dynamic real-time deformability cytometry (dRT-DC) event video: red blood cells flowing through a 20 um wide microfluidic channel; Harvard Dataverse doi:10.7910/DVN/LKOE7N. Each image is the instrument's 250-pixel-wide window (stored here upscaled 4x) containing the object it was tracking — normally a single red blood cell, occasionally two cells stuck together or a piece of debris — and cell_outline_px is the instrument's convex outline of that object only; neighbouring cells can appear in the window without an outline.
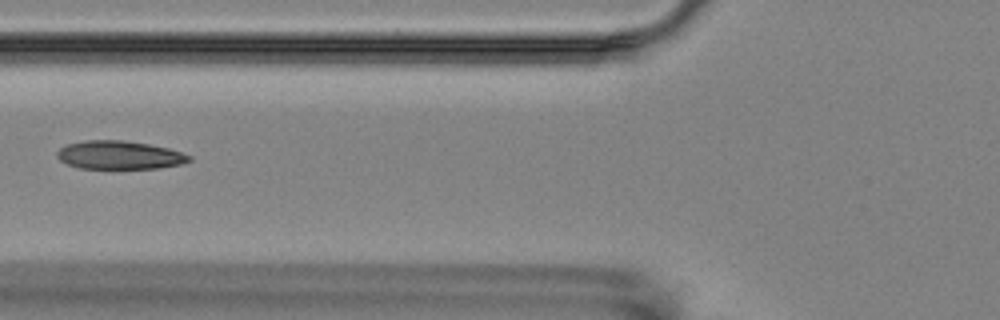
{"species": "Egyptian fruit bat (a non-hibernating species)", "species_latin": "Rousettus aegyptiacus", "temperature_condition": "room temperature", "stored_images_in_passage": 5, "camera_frame_rate_fps": 3000, "um_per_image_px": 0.085, "animal": {"sex": "female"}, "frame": {"image": 1, "passage_image": 5, "time_ms": 6.333, "image_size_px": [1000, 320], "cell_outline_px": [[192, 160], [180, 164], [160, 168], [80, 168], [68, 164], [60, 160], [56, 156], [56, 152], [60, 148], [68, 144], [84, 140], [120, 140], [148, 144], [168, 148], [192, 156]], "centroid_in_image_um": [10.14, 13.18], "position_along_channel_um": 115.7, "area_um2": 21.68}}